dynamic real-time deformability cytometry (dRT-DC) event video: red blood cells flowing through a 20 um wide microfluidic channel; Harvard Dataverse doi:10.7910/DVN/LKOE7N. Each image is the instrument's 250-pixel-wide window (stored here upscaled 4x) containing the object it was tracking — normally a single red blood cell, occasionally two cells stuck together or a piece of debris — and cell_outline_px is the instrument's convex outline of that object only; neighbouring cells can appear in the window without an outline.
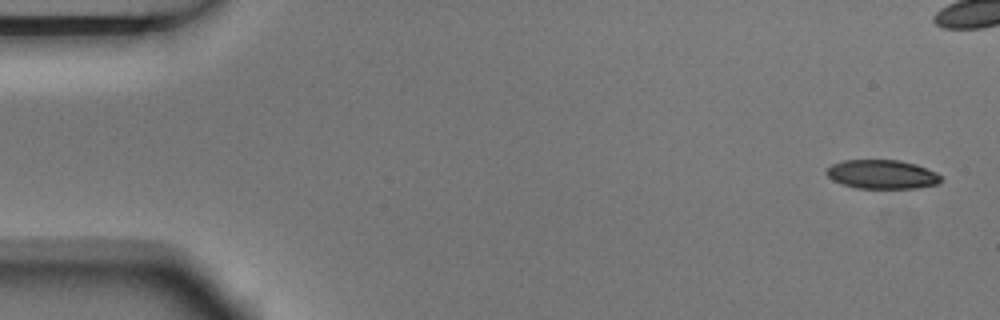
{"species": "Egyptian fruit bat (a non-hibernating species)", "species_latin": "Rousettus aegyptiacus", "temperature_condition": "room temperature", "stored_images_in_passage": 5, "camera_frame_rate_fps": 3000, "um_per_image_px": 0.085, "animal": {"sex": "male"}, "frame": {"image": 1, "passage_image": 1, "time_ms": 0.0, "image_size_px": [1000, 320], "cell_outline_px": [[940, 180], [936, 184], [916, 188], [856, 188], [840, 184], [832, 180], [828, 176], [828, 168], [832, 164], [844, 160], [900, 160], [916, 164], [936, 172], [940, 176]], "centroid_in_image_um": [74.95, 14.82], "position_along_channel_um": 10.0, "area_um2": 19.19}}